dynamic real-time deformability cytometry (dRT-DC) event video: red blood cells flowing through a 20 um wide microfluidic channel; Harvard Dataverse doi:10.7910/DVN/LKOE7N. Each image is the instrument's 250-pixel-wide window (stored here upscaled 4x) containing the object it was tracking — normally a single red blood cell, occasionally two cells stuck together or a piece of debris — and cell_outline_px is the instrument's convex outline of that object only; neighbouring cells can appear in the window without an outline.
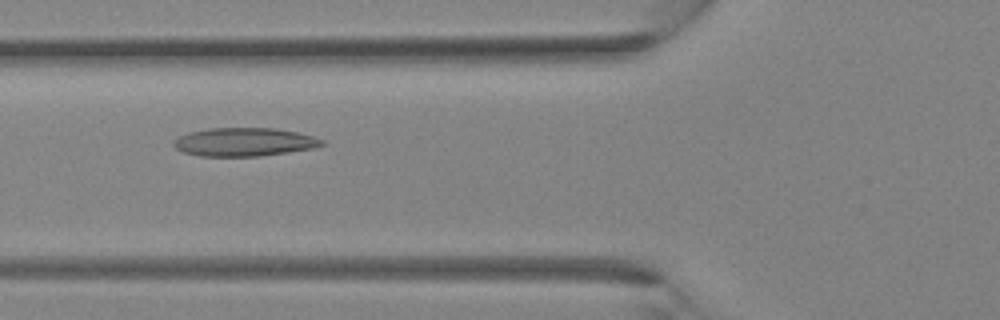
{"species": "Egyptian fruit bat (a non-hibernating species)", "species_latin": "Rousettus aegyptiacus", "temperature_condition": "room temperature", "stored_images_in_passage": 37, "camera_frame_rate_fps": 3000, "um_per_image_px": 0.085, "animal": {"sex": "female"}, "frame": {"image": 1, "passage_image": 14, "time_ms": 4.333, "image_size_px": [1000, 320], "cell_outline_px": [[324, 144], [312, 148], [288, 152], [260, 156], [200, 156], [184, 152], [176, 148], [172, 144], [180, 136], [188, 132], [208, 128], [276, 128], [296, 132], [312, 136], [324, 140]], "centroid_in_image_um": [20.75, 12.06], "position_along_channel_um": 105.0, "area_um2": 24.39}}
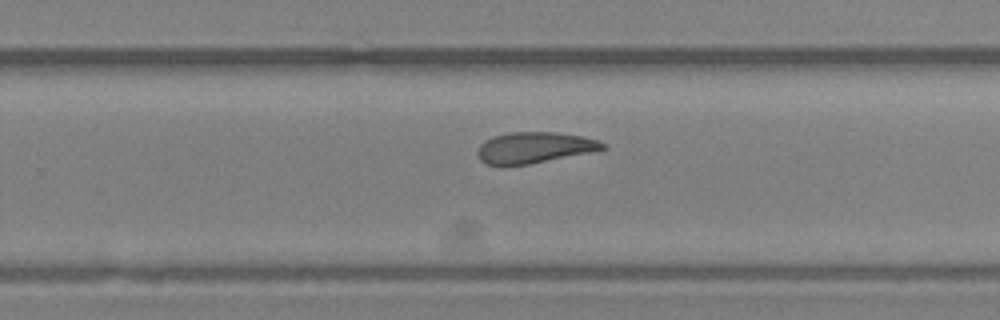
{"frame": {"image": 2, "passage_image": 24, "time_ms": 7.667, "image_size_px": [1000, 320], "cell_outline_px": [[608, 148], [592, 152], [528, 164], [484, 164], [480, 160], [476, 152], [480, 144], [484, 140], [492, 136], [512, 132], [556, 132], [580, 136], [596, 140], [608, 144]], "centroid_in_image_um": [45.42, 12.53], "position_along_channel_um": 284.4, "area_um2": 22.54}}
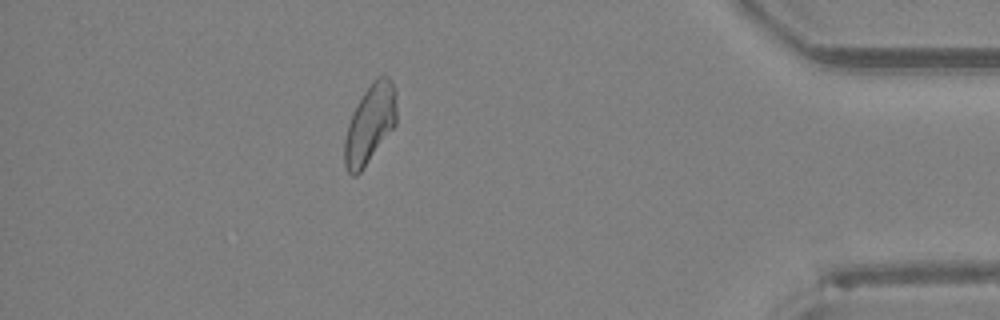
{"frame": {"image": 3, "passage_image": 33, "time_ms": 10.667, "image_size_px": [1000, 320], "cell_outline_px": [[396, 124], [360, 172], [356, 176], [352, 176], [348, 172], [344, 164], [344, 140], [348, 124], [352, 112], [364, 92], [372, 80], [380, 76], [388, 76], [392, 80], [396, 88]], "centroid_in_image_um": [31.44, 10.51], "position_along_channel_um": 403.8, "area_um2": 23.87}}